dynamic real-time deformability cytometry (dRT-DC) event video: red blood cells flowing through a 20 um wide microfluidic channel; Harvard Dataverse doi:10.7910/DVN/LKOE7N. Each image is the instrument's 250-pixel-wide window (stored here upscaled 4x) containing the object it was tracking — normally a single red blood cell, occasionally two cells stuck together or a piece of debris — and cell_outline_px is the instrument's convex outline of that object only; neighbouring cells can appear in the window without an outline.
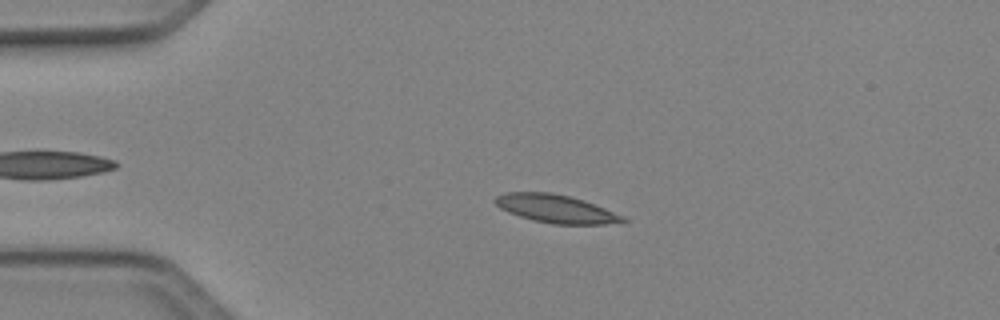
{"species": "Egyptian fruit bat (a non-hibernating species)", "species_latin": "Rousettus aegyptiacus", "temperature_condition": "cold", "stored_images_in_passage": 41, "camera_frame_rate_fps": 3000, "um_per_image_px": 0.085, "animal": {"sex": "female"}, "frame": {"image": 1, "passage_image": 3, "time_ms": 0.667, "image_size_px": [1000, 320], "cell_outline_px": [[628, 220], [604, 224], [552, 224], [532, 220], [508, 212], [500, 208], [492, 200], [496, 196], [504, 192], [552, 192], [584, 200], [624, 216]], "centroid_in_image_um": [47.2, 17.73], "position_along_channel_um": 37.8, "area_um2": 20.87}}
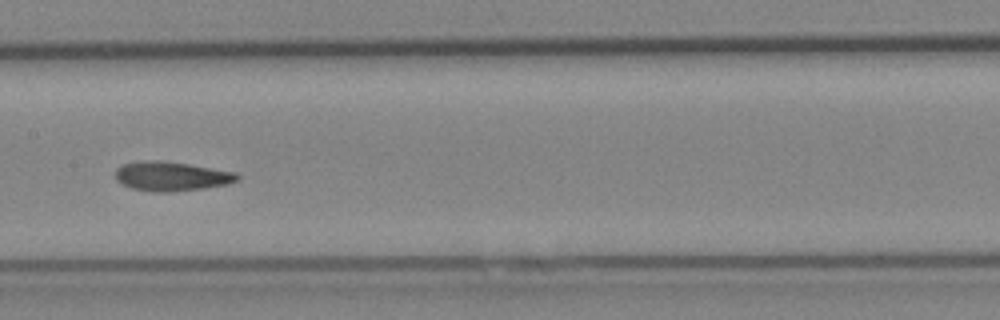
{"frame": {"image": 2, "passage_image": 17, "time_ms": 5.333, "image_size_px": [1000, 320], "cell_outline_px": [[240, 180], [228, 184], [204, 188], [168, 192], [152, 192], [132, 188], [116, 180], [116, 168], [120, 164], [144, 160], [160, 160], [188, 164], [236, 172], [240, 176]], "centroid_in_image_um": [14.57, 14.98], "position_along_channel_um": 192.8, "area_um2": 20.92}}
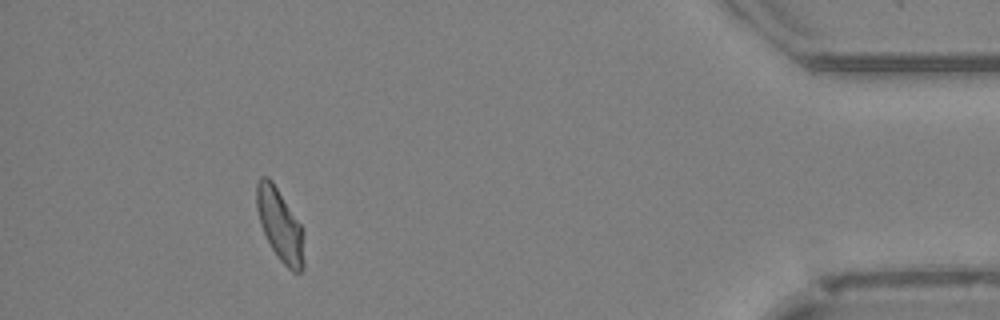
{"frame": {"image": 3, "passage_image": 37, "time_ms": 12.0, "image_size_px": [1000, 320], "cell_outline_px": [[304, 268], [300, 272], [292, 272], [276, 256], [260, 224], [256, 208], [256, 184], [260, 176], [268, 176], [272, 180], [304, 228]], "centroid_in_image_um": [23.82, 19.12], "position_along_channel_um": 411.4, "area_um2": 20.35}, "authors_computed_cell_mechanics": {"area_um2": 20.23, "velocity_mm_per_s": 4.1091, "shape_relaxation_time_tau1_ms": 4.9111, "shape_relaxation_time_tau2_ms": 1.5215, "deformation_change_tau1": 0.136, "deformation_change_tau2": 0.0789}}